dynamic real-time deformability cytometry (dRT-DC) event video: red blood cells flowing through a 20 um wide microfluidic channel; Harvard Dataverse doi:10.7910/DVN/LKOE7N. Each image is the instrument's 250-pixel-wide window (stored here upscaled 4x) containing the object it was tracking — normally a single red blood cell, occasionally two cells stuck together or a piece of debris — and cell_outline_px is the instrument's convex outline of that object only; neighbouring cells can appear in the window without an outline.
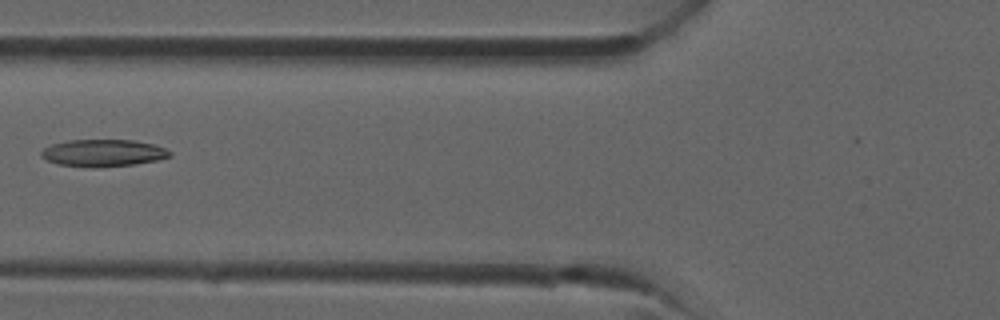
{"species": "common noctule bat (a hibernating species)", "species_latin": "Nyctalus noctula", "temperature_condition": "room temperature", "stored_images_in_passage": 36, "camera_frame_rate_fps": 3000, "um_per_image_px": 0.085, "animal": {"sex": "male", "forearm_length_mm": 52.5}, "frame": {"image": 1, "passage_image": 14, "time_ms": 4.333, "image_size_px": [1000, 320], "cell_outline_px": [[172, 156], [156, 160], [132, 164], [92, 168], [56, 164], [40, 156], [40, 152], [44, 148], [52, 144], [68, 140], [136, 140], [152, 144], [164, 148], [172, 152]], "centroid_in_image_um": [8.74, 13.0], "position_along_channel_um": 117.1, "area_um2": 20.29}}
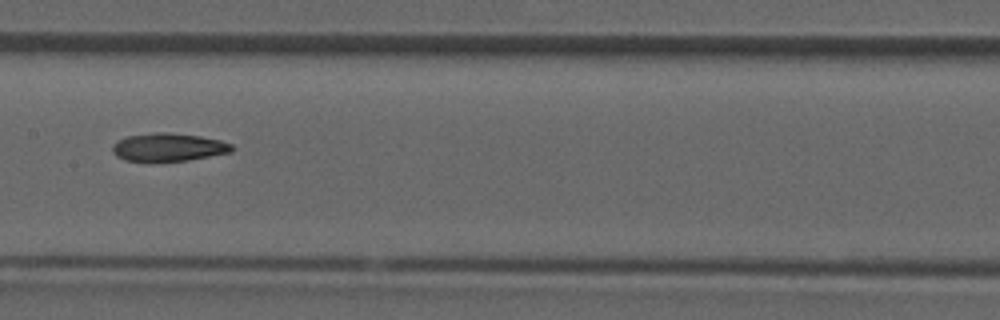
{"frame": {"image": 2, "passage_image": 18, "time_ms": 5.667, "image_size_px": [1000, 320], "cell_outline_px": [[236, 148], [232, 152], [188, 160], [156, 164], [148, 164], [124, 160], [116, 156], [112, 152], [112, 144], [116, 140], [128, 136], [156, 132], [164, 132], [200, 136], [220, 140], [232, 144]], "centroid_in_image_um": [14.27, 12.56], "position_along_channel_um": 193.1, "area_um2": 20.4}}
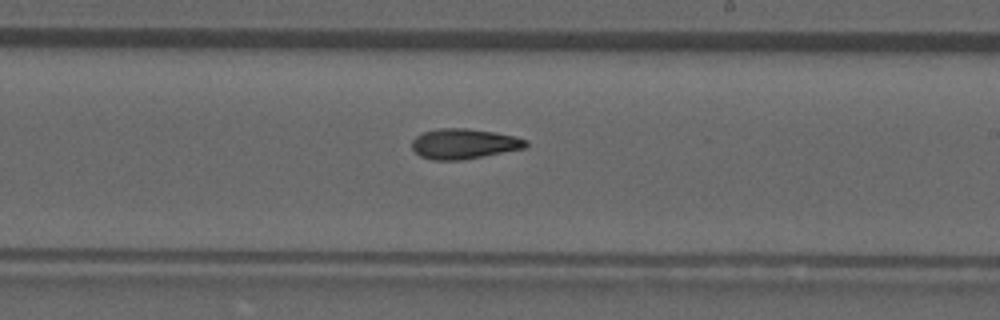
{"frame": {"image": 3, "passage_image": 21, "time_ms": 6.667, "image_size_px": [1000, 320], "cell_outline_px": [[528, 144], [524, 148], [460, 160], [432, 160], [420, 156], [412, 148], [412, 140], [420, 132], [440, 128], [468, 128], [496, 132], [528, 140]], "centroid_in_image_um": [39.39, 12.21], "position_along_channel_um": 249.6, "area_um2": 20.0}}